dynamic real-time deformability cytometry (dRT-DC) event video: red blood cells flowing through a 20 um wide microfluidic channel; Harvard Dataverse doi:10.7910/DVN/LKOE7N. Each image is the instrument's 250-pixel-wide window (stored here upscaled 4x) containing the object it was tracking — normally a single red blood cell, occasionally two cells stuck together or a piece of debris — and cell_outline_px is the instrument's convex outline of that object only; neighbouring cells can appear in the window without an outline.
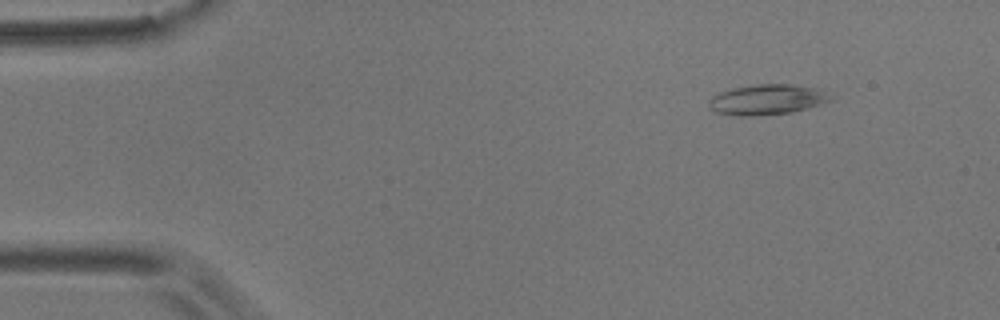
{"species": "common noctule bat (a hibernating species)", "species_latin": "Nyctalus noctula", "temperature_condition": "room temperature", "stored_images_in_passage": 3, "camera_frame_rate_fps": 3000, "um_per_image_px": 0.085, "animal": {"sex": "male", "body_mass_g": 17.9}, "frame": {"image": 1, "passage_image": 1, "time_ms": 0.0, "image_size_px": [1000, 320], "cell_outline_px": [[832, 100], [820, 104], [792, 112], [752, 116], [736, 116], [716, 112], [708, 104], [712, 96], [720, 92], [732, 88], [756, 84], [788, 84], [812, 88]], "centroid_in_image_um": [65.08, 8.48], "position_along_channel_um": 19.9, "area_um2": 20.81}}